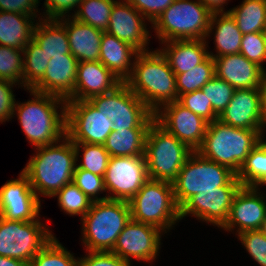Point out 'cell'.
Instances as JSON below:
<instances>
[{"label": "cell", "instance_id": "6da1fadb", "mask_svg": "<svg viewBox=\"0 0 266 266\" xmlns=\"http://www.w3.org/2000/svg\"><path fill=\"white\" fill-rule=\"evenodd\" d=\"M29 92L34 98L21 104L16 102L13 110V116L18 114L26 138L36 148L60 142L66 136L67 101L30 89ZM60 105L61 111L58 110Z\"/></svg>", "mask_w": 266, "mask_h": 266}, {"label": "cell", "instance_id": "7a4b0ae2", "mask_svg": "<svg viewBox=\"0 0 266 266\" xmlns=\"http://www.w3.org/2000/svg\"><path fill=\"white\" fill-rule=\"evenodd\" d=\"M60 142L35 148V156L22 170L38 198V194L54 197L64 185L72 182L77 163L74 143L67 136Z\"/></svg>", "mask_w": 266, "mask_h": 266}, {"label": "cell", "instance_id": "3957f363", "mask_svg": "<svg viewBox=\"0 0 266 266\" xmlns=\"http://www.w3.org/2000/svg\"><path fill=\"white\" fill-rule=\"evenodd\" d=\"M133 62L125 83L154 113L177 100L176 74L160 50L139 52Z\"/></svg>", "mask_w": 266, "mask_h": 266}, {"label": "cell", "instance_id": "277c9868", "mask_svg": "<svg viewBox=\"0 0 266 266\" xmlns=\"http://www.w3.org/2000/svg\"><path fill=\"white\" fill-rule=\"evenodd\" d=\"M263 133V130L236 128L217 119L208 124L197 152L237 175L252 149L263 140Z\"/></svg>", "mask_w": 266, "mask_h": 266}, {"label": "cell", "instance_id": "5b68a950", "mask_svg": "<svg viewBox=\"0 0 266 266\" xmlns=\"http://www.w3.org/2000/svg\"><path fill=\"white\" fill-rule=\"evenodd\" d=\"M131 219L130 205L123 200L94 201L82 220V242L88 251L111 252Z\"/></svg>", "mask_w": 266, "mask_h": 266}, {"label": "cell", "instance_id": "8992f818", "mask_svg": "<svg viewBox=\"0 0 266 266\" xmlns=\"http://www.w3.org/2000/svg\"><path fill=\"white\" fill-rule=\"evenodd\" d=\"M193 152L154 119L147 133L144 151L149 179L172 184Z\"/></svg>", "mask_w": 266, "mask_h": 266}, {"label": "cell", "instance_id": "52a82bcc", "mask_svg": "<svg viewBox=\"0 0 266 266\" xmlns=\"http://www.w3.org/2000/svg\"><path fill=\"white\" fill-rule=\"evenodd\" d=\"M212 12L199 0H175L153 23L158 39L206 40Z\"/></svg>", "mask_w": 266, "mask_h": 266}, {"label": "cell", "instance_id": "ba28073f", "mask_svg": "<svg viewBox=\"0 0 266 266\" xmlns=\"http://www.w3.org/2000/svg\"><path fill=\"white\" fill-rule=\"evenodd\" d=\"M172 185L179 208L200 191L218 190L221 186H243L228 167L202 157L197 151L189 156Z\"/></svg>", "mask_w": 266, "mask_h": 266}, {"label": "cell", "instance_id": "9c48e42d", "mask_svg": "<svg viewBox=\"0 0 266 266\" xmlns=\"http://www.w3.org/2000/svg\"><path fill=\"white\" fill-rule=\"evenodd\" d=\"M131 219L157 227L163 233L181 220L173 185L149 179L129 200Z\"/></svg>", "mask_w": 266, "mask_h": 266}, {"label": "cell", "instance_id": "30bf717a", "mask_svg": "<svg viewBox=\"0 0 266 266\" xmlns=\"http://www.w3.org/2000/svg\"><path fill=\"white\" fill-rule=\"evenodd\" d=\"M91 104L112 122V131L149 129L154 112L122 82L113 91L89 99Z\"/></svg>", "mask_w": 266, "mask_h": 266}, {"label": "cell", "instance_id": "8fae6325", "mask_svg": "<svg viewBox=\"0 0 266 266\" xmlns=\"http://www.w3.org/2000/svg\"><path fill=\"white\" fill-rule=\"evenodd\" d=\"M40 219L8 220L0 216V256L31 262L33 257L53 238Z\"/></svg>", "mask_w": 266, "mask_h": 266}, {"label": "cell", "instance_id": "7c38bea8", "mask_svg": "<svg viewBox=\"0 0 266 266\" xmlns=\"http://www.w3.org/2000/svg\"><path fill=\"white\" fill-rule=\"evenodd\" d=\"M113 122L89 100L67 101L66 136L73 143L104 145Z\"/></svg>", "mask_w": 266, "mask_h": 266}, {"label": "cell", "instance_id": "4fadbf2b", "mask_svg": "<svg viewBox=\"0 0 266 266\" xmlns=\"http://www.w3.org/2000/svg\"><path fill=\"white\" fill-rule=\"evenodd\" d=\"M148 180L144 156L110 157L104 175L108 199L129 202Z\"/></svg>", "mask_w": 266, "mask_h": 266}, {"label": "cell", "instance_id": "5bb4252c", "mask_svg": "<svg viewBox=\"0 0 266 266\" xmlns=\"http://www.w3.org/2000/svg\"><path fill=\"white\" fill-rule=\"evenodd\" d=\"M163 109V110H162ZM155 120L191 150L202 145L209 122L196 115L177 100L162 105L155 113Z\"/></svg>", "mask_w": 266, "mask_h": 266}, {"label": "cell", "instance_id": "9a60e30c", "mask_svg": "<svg viewBox=\"0 0 266 266\" xmlns=\"http://www.w3.org/2000/svg\"><path fill=\"white\" fill-rule=\"evenodd\" d=\"M162 232L155 226L130 219L111 252L129 263L131 258L150 263L158 256Z\"/></svg>", "mask_w": 266, "mask_h": 266}, {"label": "cell", "instance_id": "2e32d148", "mask_svg": "<svg viewBox=\"0 0 266 266\" xmlns=\"http://www.w3.org/2000/svg\"><path fill=\"white\" fill-rule=\"evenodd\" d=\"M242 186H221L218 190L200 191L180 207V218L192 215L198 220L222 227L228 219L236 193Z\"/></svg>", "mask_w": 266, "mask_h": 266}, {"label": "cell", "instance_id": "e0dca14e", "mask_svg": "<svg viewBox=\"0 0 266 266\" xmlns=\"http://www.w3.org/2000/svg\"><path fill=\"white\" fill-rule=\"evenodd\" d=\"M41 202L21 171L19 178L0 188V216L8 220L33 221L39 218Z\"/></svg>", "mask_w": 266, "mask_h": 266}, {"label": "cell", "instance_id": "ac0fdd59", "mask_svg": "<svg viewBox=\"0 0 266 266\" xmlns=\"http://www.w3.org/2000/svg\"><path fill=\"white\" fill-rule=\"evenodd\" d=\"M258 191L259 187L242 186L239 189L221 229L232 232L237 228L238 234L247 230H261L266 219V200L265 194Z\"/></svg>", "mask_w": 266, "mask_h": 266}, {"label": "cell", "instance_id": "d6986e66", "mask_svg": "<svg viewBox=\"0 0 266 266\" xmlns=\"http://www.w3.org/2000/svg\"><path fill=\"white\" fill-rule=\"evenodd\" d=\"M145 19L127 0L117 1L112 8L106 32L139 52H146L149 51L146 46L149 44L150 34Z\"/></svg>", "mask_w": 266, "mask_h": 266}, {"label": "cell", "instance_id": "ffe728a7", "mask_svg": "<svg viewBox=\"0 0 266 266\" xmlns=\"http://www.w3.org/2000/svg\"><path fill=\"white\" fill-rule=\"evenodd\" d=\"M218 120L236 128L264 130L260 88L235 89Z\"/></svg>", "mask_w": 266, "mask_h": 266}, {"label": "cell", "instance_id": "44dd1931", "mask_svg": "<svg viewBox=\"0 0 266 266\" xmlns=\"http://www.w3.org/2000/svg\"><path fill=\"white\" fill-rule=\"evenodd\" d=\"M77 65L78 60L72 54L51 58L44 76L30 90L68 101L73 95Z\"/></svg>", "mask_w": 266, "mask_h": 266}, {"label": "cell", "instance_id": "7402d4cb", "mask_svg": "<svg viewBox=\"0 0 266 266\" xmlns=\"http://www.w3.org/2000/svg\"><path fill=\"white\" fill-rule=\"evenodd\" d=\"M121 83L100 61L78 62L73 95L68 101L89 100L113 91Z\"/></svg>", "mask_w": 266, "mask_h": 266}, {"label": "cell", "instance_id": "603a6c76", "mask_svg": "<svg viewBox=\"0 0 266 266\" xmlns=\"http://www.w3.org/2000/svg\"><path fill=\"white\" fill-rule=\"evenodd\" d=\"M215 75L235 89L260 88L264 70L241 53L214 57Z\"/></svg>", "mask_w": 266, "mask_h": 266}, {"label": "cell", "instance_id": "cb8c5ba5", "mask_svg": "<svg viewBox=\"0 0 266 266\" xmlns=\"http://www.w3.org/2000/svg\"><path fill=\"white\" fill-rule=\"evenodd\" d=\"M69 17L59 20L65 25L71 54L78 62L99 61L103 31Z\"/></svg>", "mask_w": 266, "mask_h": 266}, {"label": "cell", "instance_id": "d4e9b609", "mask_svg": "<svg viewBox=\"0 0 266 266\" xmlns=\"http://www.w3.org/2000/svg\"><path fill=\"white\" fill-rule=\"evenodd\" d=\"M162 44H165L166 47L160 51L176 75L192 70L209 57L206 40H172Z\"/></svg>", "mask_w": 266, "mask_h": 266}, {"label": "cell", "instance_id": "484cf974", "mask_svg": "<svg viewBox=\"0 0 266 266\" xmlns=\"http://www.w3.org/2000/svg\"><path fill=\"white\" fill-rule=\"evenodd\" d=\"M138 53L139 51L130 44L121 41L106 31L103 32L99 61L122 82H125L131 76L134 66L131 59H133V56L135 58Z\"/></svg>", "mask_w": 266, "mask_h": 266}, {"label": "cell", "instance_id": "4316f807", "mask_svg": "<svg viewBox=\"0 0 266 266\" xmlns=\"http://www.w3.org/2000/svg\"><path fill=\"white\" fill-rule=\"evenodd\" d=\"M33 30V40L47 55L48 60L71 54L65 25L59 19L39 18Z\"/></svg>", "mask_w": 266, "mask_h": 266}, {"label": "cell", "instance_id": "83f0119b", "mask_svg": "<svg viewBox=\"0 0 266 266\" xmlns=\"http://www.w3.org/2000/svg\"><path fill=\"white\" fill-rule=\"evenodd\" d=\"M34 18L31 15L0 11V45L24 50L33 39Z\"/></svg>", "mask_w": 266, "mask_h": 266}, {"label": "cell", "instance_id": "f1b7e54d", "mask_svg": "<svg viewBox=\"0 0 266 266\" xmlns=\"http://www.w3.org/2000/svg\"><path fill=\"white\" fill-rule=\"evenodd\" d=\"M215 26V29H214ZM215 30L214 38L217 54L209 53L212 58L240 53L242 32L228 12L213 13L208 29V37Z\"/></svg>", "mask_w": 266, "mask_h": 266}, {"label": "cell", "instance_id": "f546056e", "mask_svg": "<svg viewBox=\"0 0 266 266\" xmlns=\"http://www.w3.org/2000/svg\"><path fill=\"white\" fill-rule=\"evenodd\" d=\"M149 129H120L112 131L104 143L111 157L144 156Z\"/></svg>", "mask_w": 266, "mask_h": 266}, {"label": "cell", "instance_id": "4dcf8cb0", "mask_svg": "<svg viewBox=\"0 0 266 266\" xmlns=\"http://www.w3.org/2000/svg\"><path fill=\"white\" fill-rule=\"evenodd\" d=\"M225 12L232 16L243 35L266 29V0H244Z\"/></svg>", "mask_w": 266, "mask_h": 266}, {"label": "cell", "instance_id": "1f68e13d", "mask_svg": "<svg viewBox=\"0 0 266 266\" xmlns=\"http://www.w3.org/2000/svg\"><path fill=\"white\" fill-rule=\"evenodd\" d=\"M236 176L243 186L266 185V140L263 139L252 149Z\"/></svg>", "mask_w": 266, "mask_h": 266}, {"label": "cell", "instance_id": "d6a6232c", "mask_svg": "<svg viewBox=\"0 0 266 266\" xmlns=\"http://www.w3.org/2000/svg\"><path fill=\"white\" fill-rule=\"evenodd\" d=\"M117 0H81L74 11L73 18L105 32L108 28L110 14Z\"/></svg>", "mask_w": 266, "mask_h": 266}, {"label": "cell", "instance_id": "836d02e7", "mask_svg": "<svg viewBox=\"0 0 266 266\" xmlns=\"http://www.w3.org/2000/svg\"><path fill=\"white\" fill-rule=\"evenodd\" d=\"M23 57V86L29 90L44 76L49 60L33 39L24 47Z\"/></svg>", "mask_w": 266, "mask_h": 266}, {"label": "cell", "instance_id": "e575fe53", "mask_svg": "<svg viewBox=\"0 0 266 266\" xmlns=\"http://www.w3.org/2000/svg\"><path fill=\"white\" fill-rule=\"evenodd\" d=\"M215 76V61L209 56L203 63L188 72L176 75L177 99L182 94L201 90Z\"/></svg>", "mask_w": 266, "mask_h": 266}, {"label": "cell", "instance_id": "d590c367", "mask_svg": "<svg viewBox=\"0 0 266 266\" xmlns=\"http://www.w3.org/2000/svg\"><path fill=\"white\" fill-rule=\"evenodd\" d=\"M79 259L53 238L33 257L29 266H78Z\"/></svg>", "mask_w": 266, "mask_h": 266}, {"label": "cell", "instance_id": "8d00e7d4", "mask_svg": "<svg viewBox=\"0 0 266 266\" xmlns=\"http://www.w3.org/2000/svg\"><path fill=\"white\" fill-rule=\"evenodd\" d=\"M74 147L76 150V161H78L80 148L83 150L82 163L77 167L104 177L111 157L104 145L74 143Z\"/></svg>", "mask_w": 266, "mask_h": 266}, {"label": "cell", "instance_id": "74e56055", "mask_svg": "<svg viewBox=\"0 0 266 266\" xmlns=\"http://www.w3.org/2000/svg\"><path fill=\"white\" fill-rule=\"evenodd\" d=\"M54 196H58L59 206L66 214L80 215L81 219L92 204V201L73 182L64 185Z\"/></svg>", "mask_w": 266, "mask_h": 266}, {"label": "cell", "instance_id": "f35d334b", "mask_svg": "<svg viewBox=\"0 0 266 266\" xmlns=\"http://www.w3.org/2000/svg\"><path fill=\"white\" fill-rule=\"evenodd\" d=\"M21 53L23 50L0 45V79L23 86L24 57Z\"/></svg>", "mask_w": 266, "mask_h": 266}, {"label": "cell", "instance_id": "ab89813d", "mask_svg": "<svg viewBox=\"0 0 266 266\" xmlns=\"http://www.w3.org/2000/svg\"><path fill=\"white\" fill-rule=\"evenodd\" d=\"M201 91L210 100L213 111L219 116L231 101L235 88L215 75Z\"/></svg>", "mask_w": 266, "mask_h": 266}, {"label": "cell", "instance_id": "60d3db41", "mask_svg": "<svg viewBox=\"0 0 266 266\" xmlns=\"http://www.w3.org/2000/svg\"><path fill=\"white\" fill-rule=\"evenodd\" d=\"M75 166L72 182L92 201L107 200L108 197H97L103 191L106 192L104 177L91 173L90 171L80 169Z\"/></svg>", "mask_w": 266, "mask_h": 266}, {"label": "cell", "instance_id": "b9f144b4", "mask_svg": "<svg viewBox=\"0 0 266 266\" xmlns=\"http://www.w3.org/2000/svg\"><path fill=\"white\" fill-rule=\"evenodd\" d=\"M240 53L265 71L263 66L266 61L265 31L244 34L241 40Z\"/></svg>", "mask_w": 266, "mask_h": 266}, {"label": "cell", "instance_id": "7bdbcfd3", "mask_svg": "<svg viewBox=\"0 0 266 266\" xmlns=\"http://www.w3.org/2000/svg\"><path fill=\"white\" fill-rule=\"evenodd\" d=\"M177 101L209 123L218 119V115L213 111L210 100L201 90L182 94L178 97Z\"/></svg>", "mask_w": 266, "mask_h": 266}, {"label": "cell", "instance_id": "ee69618b", "mask_svg": "<svg viewBox=\"0 0 266 266\" xmlns=\"http://www.w3.org/2000/svg\"><path fill=\"white\" fill-rule=\"evenodd\" d=\"M237 236L250 256L260 266H266V235L261 230H247Z\"/></svg>", "mask_w": 266, "mask_h": 266}, {"label": "cell", "instance_id": "f6af8a7d", "mask_svg": "<svg viewBox=\"0 0 266 266\" xmlns=\"http://www.w3.org/2000/svg\"><path fill=\"white\" fill-rule=\"evenodd\" d=\"M127 1L152 24L175 0Z\"/></svg>", "mask_w": 266, "mask_h": 266}, {"label": "cell", "instance_id": "bcb514c9", "mask_svg": "<svg viewBox=\"0 0 266 266\" xmlns=\"http://www.w3.org/2000/svg\"><path fill=\"white\" fill-rule=\"evenodd\" d=\"M88 252V255L81 259L79 258L78 266H131V263L124 261L113 252Z\"/></svg>", "mask_w": 266, "mask_h": 266}, {"label": "cell", "instance_id": "7dc6e473", "mask_svg": "<svg viewBox=\"0 0 266 266\" xmlns=\"http://www.w3.org/2000/svg\"><path fill=\"white\" fill-rule=\"evenodd\" d=\"M14 82L0 79V122L9 121L13 117V110L16 104L12 88Z\"/></svg>", "mask_w": 266, "mask_h": 266}, {"label": "cell", "instance_id": "c3c4849f", "mask_svg": "<svg viewBox=\"0 0 266 266\" xmlns=\"http://www.w3.org/2000/svg\"><path fill=\"white\" fill-rule=\"evenodd\" d=\"M46 1V2H45ZM44 6L46 12L43 17L46 19H59L66 17L74 7L79 5L81 0H45Z\"/></svg>", "mask_w": 266, "mask_h": 266}, {"label": "cell", "instance_id": "681fc988", "mask_svg": "<svg viewBox=\"0 0 266 266\" xmlns=\"http://www.w3.org/2000/svg\"><path fill=\"white\" fill-rule=\"evenodd\" d=\"M38 3L39 0H0V11L31 15L36 18Z\"/></svg>", "mask_w": 266, "mask_h": 266}, {"label": "cell", "instance_id": "f907efd6", "mask_svg": "<svg viewBox=\"0 0 266 266\" xmlns=\"http://www.w3.org/2000/svg\"><path fill=\"white\" fill-rule=\"evenodd\" d=\"M204 4L212 13H221L224 12V4L228 0H199Z\"/></svg>", "mask_w": 266, "mask_h": 266}, {"label": "cell", "instance_id": "816d5d0a", "mask_svg": "<svg viewBox=\"0 0 266 266\" xmlns=\"http://www.w3.org/2000/svg\"><path fill=\"white\" fill-rule=\"evenodd\" d=\"M260 92H261L263 119L266 126V71L264 72V75L262 77V82L260 84Z\"/></svg>", "mask_w": 266, "mask_h": 266}, {"label": "cell", "instance_id": "f5cc1de1", "mask_svg": "<svg viewBox=\"0 0 266 266\" xmlns=\"http://www.w3.org/2000/svg\"><path fill=\"white\" fill-rule=\"evenodd\" d=\"M0 266H29V264L19 259L0 256Z\"/></svg>", "mask_w": 266, "mask_h": 266}, {"label": "cell", "instance_id": "db71d44e", "mask_svg": "<svg viewBox=\"0 0 266 266\" xmlns=\"http://www.w3.org/2000/svg\"><path fill=\"white\" fill-rule=\"evenodd\" d=\"M261 231L266 235V219H265L264 222H263V225H262Z\"/></svg>", "mask_w": 266, "mask_h": 266}]
</instances>
